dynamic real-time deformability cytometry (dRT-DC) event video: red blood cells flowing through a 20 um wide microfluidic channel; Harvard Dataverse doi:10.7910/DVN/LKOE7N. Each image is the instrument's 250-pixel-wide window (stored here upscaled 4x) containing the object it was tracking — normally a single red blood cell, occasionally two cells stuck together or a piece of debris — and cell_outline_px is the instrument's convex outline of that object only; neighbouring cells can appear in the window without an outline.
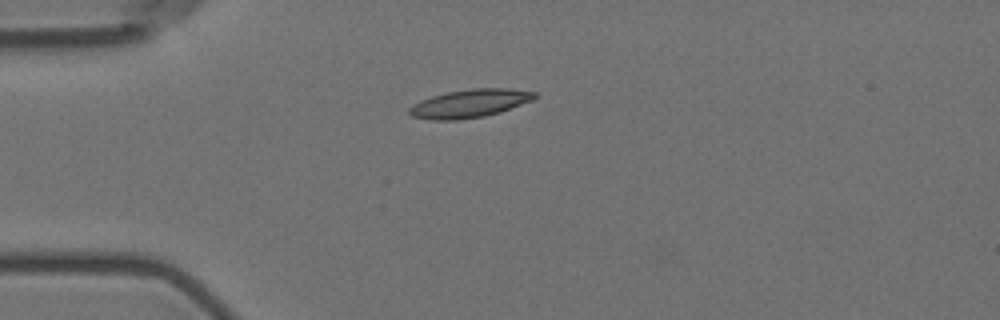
{"species": "Egyptian fruit bat (a non-hibernating species)", "species_latin": "Rousettus aegyptiacus", "temperature_condition": "room temperature", "stored_images_in_passage": 2, "camera_frame_rate_fps": 3000, "um_per_image_px": 0.085, "animal": {"sex": "female"}, "frame": {"image": 1, "passage_image": 1, "time_ms": 0.0, "image_size_px": [1000, 320], "cell_outline_px": [[536, 96], [532, 100], [500, 112], [484, 116], [460, 120], [432, 120], [412, 116], [408, 112], [408, 108], [412, 104], [420, 100], [432, 96], [448, 92], [472, 88], [508, 88], [536, 92]], "centroid_in_image_um": [39.89, 8.79], "position_along_channel_um": 45.1, "area_um2": 20.58}}